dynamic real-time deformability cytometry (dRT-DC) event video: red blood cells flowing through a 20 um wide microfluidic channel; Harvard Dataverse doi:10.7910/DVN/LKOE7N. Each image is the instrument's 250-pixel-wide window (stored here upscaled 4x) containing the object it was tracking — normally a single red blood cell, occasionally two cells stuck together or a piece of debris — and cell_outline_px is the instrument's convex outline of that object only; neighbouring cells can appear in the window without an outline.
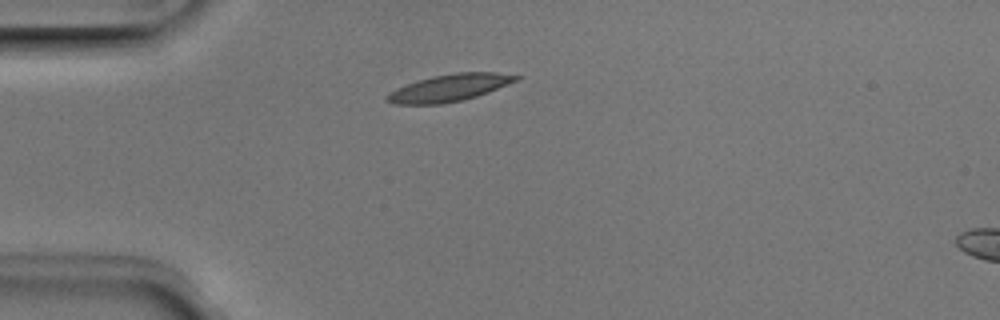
{"species": "Egyptian fruit bat (a non-hibernating species)", "species_latin": "Rousettus aegyptiacus", "temperature_condition": "room temperature", "stored_images_in_passage": 35, "camera_frame_rate_fps": 3000, "um_per_image_px": 0.085, "animal": {"sex": "male"}, "frame": {"image": 1, "passage_image": 1, "time_ms": 0.0, "image_size_px": [1000, 320], "cell_outline_px": [[520, 76], [516, 80], [488, 92], [476, 96], [460, 100], [440, 104], [392, 104], [384, 100], [384, 96], [388, 92], [396, 88], [432, 76], [456, 72], [496, 72]], "centroid_in_image_um": [38.12, 7.47], "position_along_channel_um": 46.9, "area_um2": 20.11}}
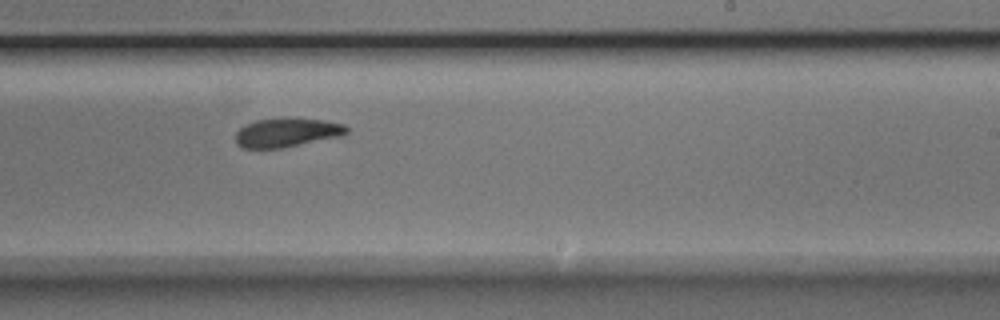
{"frame": {"image": 2, "passage_image": 19, "time_ms": 6.0, "image_size_px": [1000, 320], "cell_outline_px": [[348, 132], [344, 136], [280, 148], [244, 148], [236, 144], [236, 132], [244, 124], [256, 120], [284, 116], [324, 120], [344, 124], [348, 128]], "centroid_in_image_um": [24.4, 11.24], "position_along_channel_um": 264.6, "area_um2": 19.25}}
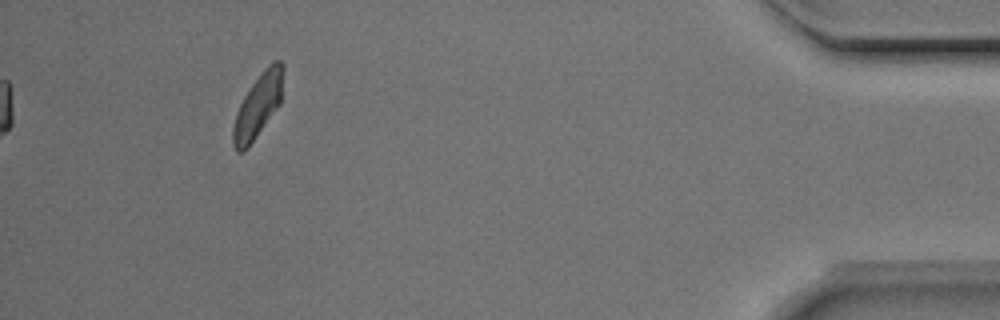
{"frame": {"image": 3, "passage_image": 35, "time_ms": 11.333, "image_size_px": [1000, 320], "cell_outline_px": [[284, 68], [280, 104], [248, 148], [244, 152], [236, 152], [232, 144], [232, 128], [236, 112], [244, 96], [252, 84], [264, 68], [272, 60], [280, 60], [284, 64]], "centroid_in_image_um": [21.92, 8.99], "position_along_channel_um": 413.3, "area_um2": 18.79}, "authors_computed_cell_mechanics": {"area_um2": 19.363, "velocity_mm_per_s": 3.9374, "shape_relaxation_time_tau1_ms": 3.1858, "shape_relaxation_time_tau2_ms": 5.2094, "deformation_change_tau1": 0.1394, "deformation_change_tau2": 0.0831}}